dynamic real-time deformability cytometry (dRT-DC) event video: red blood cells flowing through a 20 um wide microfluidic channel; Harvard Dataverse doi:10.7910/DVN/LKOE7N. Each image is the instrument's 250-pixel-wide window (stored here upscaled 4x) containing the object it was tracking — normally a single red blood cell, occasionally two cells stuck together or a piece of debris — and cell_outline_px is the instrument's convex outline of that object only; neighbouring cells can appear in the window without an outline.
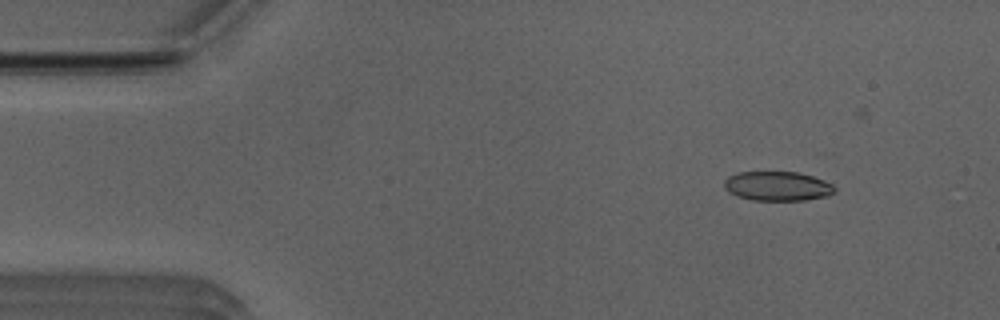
{"species": "Egyptian fruit bat (a non-hibernating species)", "species_latin": "Rousettus aegyptiacus", "temperature_condition": "room temperature", "stored_images_in_passage": 48, "camera_frame_rate_fps": 3000, "um_per_image_px": 0.085, "animal": {"sex": "male"}, "frame": {"image": 1, "passage_image": 7, "time_ms": 2.0, "image_size_px": [1000, 320], "cell_outline_px": [[836, 192], [828, 196], [804, 200], [752, 200], [736, 196], [728, 192], [724, 188], [724, 180], [728, 176], [740, 172], [800, 172], [824, 180], [832, 184], [836, 188]], "centroid_in_image_um": [66.09, 15.82], "position_along_channel_um": 18.9, "area_um2": 19.07}}
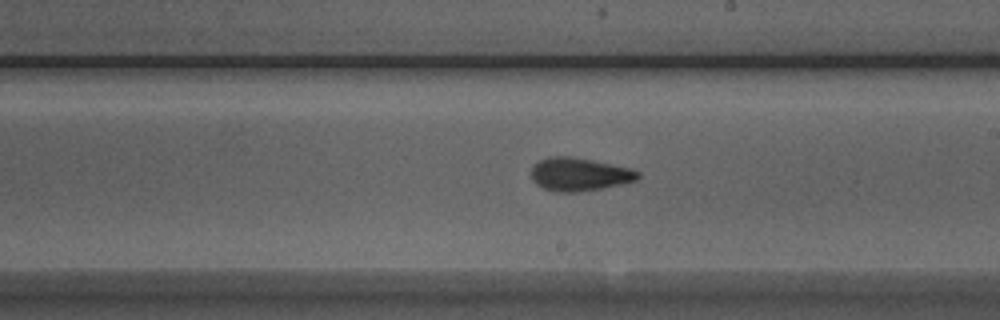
{"frame": {"image": 2, "passage_image": 30, "time_ms": 9.667, "image_size_px": [1000, 320], "cell_outline_px": [[640, 176], [636, 180], [620, 184], [600, 188], [576, 192], [556, 192], [544, 188], [536, 184], [532, 180], [532, 168], [540, 160], [548, 156], [572, 156], [628, 168], [640, 172]], "centroid_in_image_um": [49.21, 14.81], "position_along_channel_um": 239.8, "area_um2": 20.29}}
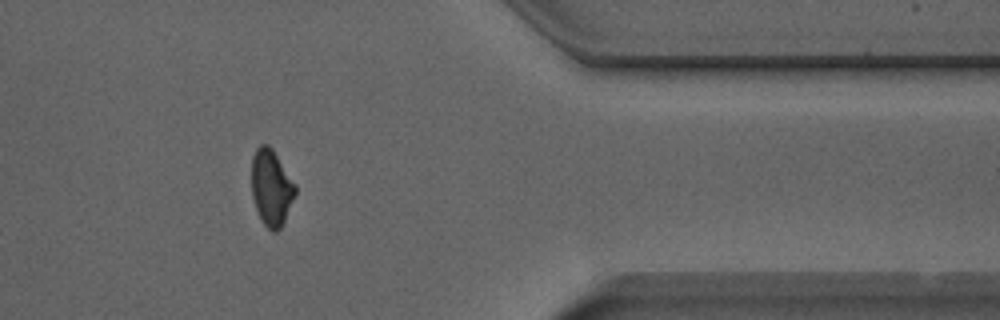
{"frame": {"image": 3, "passage_image": 43, "time_ms": 14.0, "image_size_px": [1000, 320], "cell_outline_px": [[296, 192], [284, 220], [280, 228], [276, 232], [272, 232], [260, 220], [252, 196], [252, 156], [256, 148], [260, 144], [268, 144], [272, 148], [296, 184]], "centroid_in_image_um": [23.05, 15.93], "position_along_channel_um": 388.3, "area_um2": 19.36}, "authors_computed_cell_mechanics": {"area_um2": 19.7387, "velocity_mm_per_s": 3.9628, "shape_relaxation_time_tau1_ms": 9.7996, "shape_relaxation_time_tau2_ms": 2.2672, "deformation_change_tau1": 0.2193, "deformation_change_tau2": 0.0829}}